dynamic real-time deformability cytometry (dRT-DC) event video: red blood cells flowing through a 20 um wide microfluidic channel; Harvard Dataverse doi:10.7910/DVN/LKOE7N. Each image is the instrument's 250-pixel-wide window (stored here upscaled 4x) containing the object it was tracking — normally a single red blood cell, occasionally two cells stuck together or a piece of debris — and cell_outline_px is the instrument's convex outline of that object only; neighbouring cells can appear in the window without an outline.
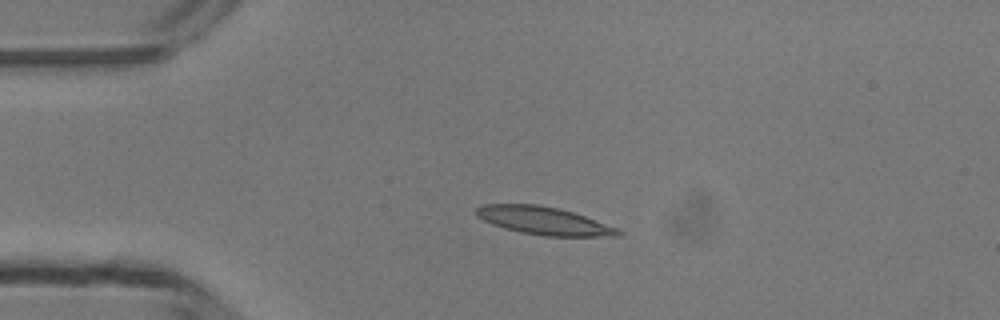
{"species": "common noctule bat (a hibernating species)", "species_latin": "Nyctalus noctula", "temperature_condition": "room temperature", "stored_images_in_passage": 39, "camera_frame_rate_fps": 3000, "um_per_image_px": 0.085, "animal": {"sex": "male", "body_mass_g": 13.3}, "frame": {"image": 1, "passage_image": 1, "time_ms": 0.0, "image_size_px": [1000, 320], "cell_outline_px": [[624, 232], [620, 236], [544, 236], [520, 232], [504, 228], [492, 224], [476, 216], [476, 208], [484, 204], [536, 204], [556, 208], [572, 212], [584, 216], [616, 228]], "centroid_in_image_um": [46.2, 18.77], "position_along_channel_um": 38.8, "area_um2": 22.77}}
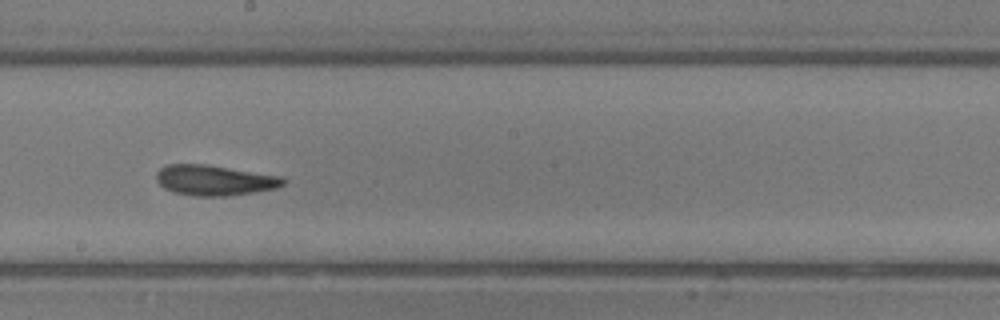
{"frame": {"image": 2, "passage_image": 17, "time_ms": 5.333, "image_size_px": [1000, 320], "cell_outline_px": [[284, 184], [276, 188], [228, 196], [192, 196], [172, 192], [164, 188], [156, 180], [156, 172], [160, 168], [168, 164], [204, 164], [280, 176], [284, 180]], "centroid_in_image_um": [18.17, 15.33], "position_along_channel_um": 230.0, "area_um2": 22.31}}
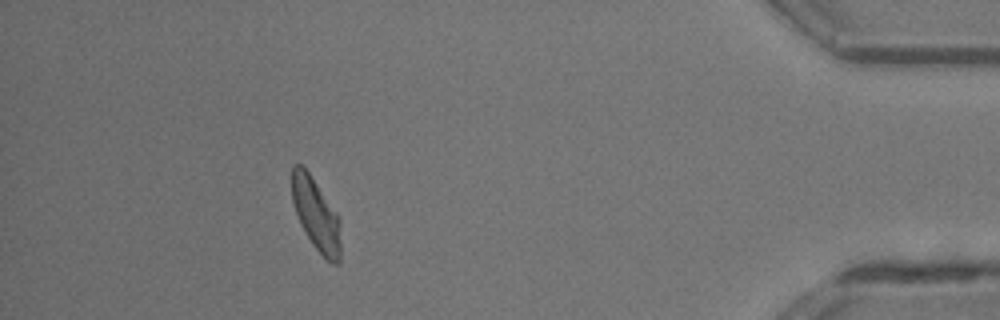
{"frame": {"image": 3, "passage_image": 34, "time_ms": 11.0, "image_size_px": [1000, 320], "cell_outline_px": [[340, 264], [332, 264], [312, 244], [300, 224], [292, 200], [292, 164], [300, 164], [308, 172], [336, 212], [340, 220]], "centroid_in_image_um": [26.87, 18.25], "position_along_channel_um": 408.3, "area_um2": 20.23}, "authors_computed_cell_mechanics": {"area_um2": 21.9062, "velocity_mm_per_s": 4.1641, "shape_relaxation_time_tau1_ms": 6.9413, "shape_relaxation_time_tau2_ms": 2.1213, "deformation_change_tau1": 0.2162, "deformation_change_tau2": 0.0971}}